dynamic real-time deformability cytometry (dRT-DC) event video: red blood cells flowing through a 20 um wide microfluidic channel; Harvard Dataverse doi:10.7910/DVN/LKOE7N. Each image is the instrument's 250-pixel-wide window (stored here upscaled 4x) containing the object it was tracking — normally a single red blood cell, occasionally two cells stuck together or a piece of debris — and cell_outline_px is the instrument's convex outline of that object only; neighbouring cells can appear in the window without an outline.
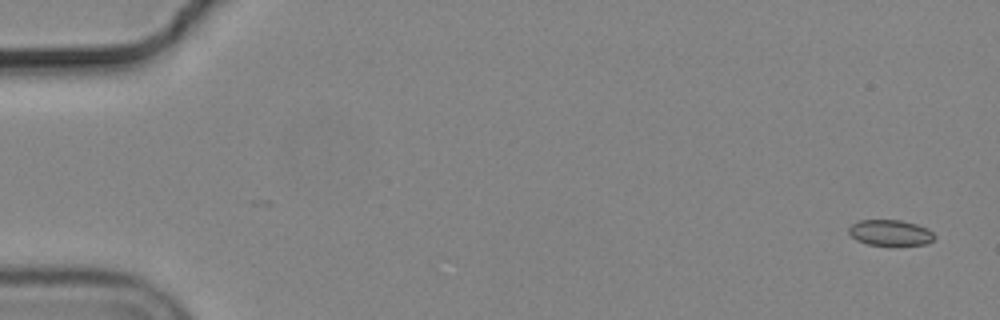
{"species": "common noctule bat (a hibernating species)", "species_latin": "Nyctalus noctula", "temperature_condition": "cold", "stored_images_in_passage": 55, "camera_frame_rate_fps": 3000, "um_per_image_px": 0.085, "animal": {"sex": "male", "body_mass_g": 19.2, "forearm_length_mm": 51.8}, "frame": {"image": 1, "passage_image": 1, "time_ms": 0.0, "image_size_px": [1000, 320], "cell_outline_px": [[936, 236], [932, 240], [924, 244], [868, 244], [856, 240], [848, 232], [848, 228], [852, 224], [860, 220], [900, 220], [916, 224], [928, 228]], "centroid_in_image_um": [75.66, 19.76], "position_along_channel_um": 9.3, "area_um2": 12.6}}
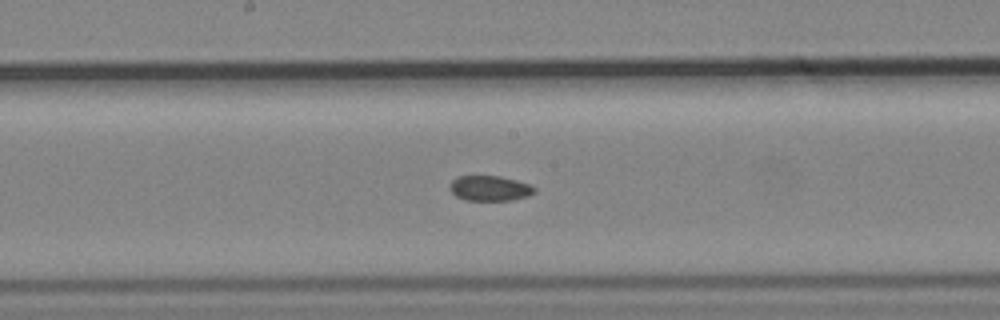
{"frame": {"image": 2, "passage_image": 29, "time_ms": 9.333, "image_size_px": [1000, 320], "cell_outline_px": [[536, 192], [528, 196], [508, 200], [464, 200], [456, 196], [448, 188], [452, 180], [456, 176], [500, 176], [532, 184], [536, 188]], "centroid_in_image_um": [41.64, 15.99], "position_along_channel_um": 206.6, "area_um2": 12.54}}
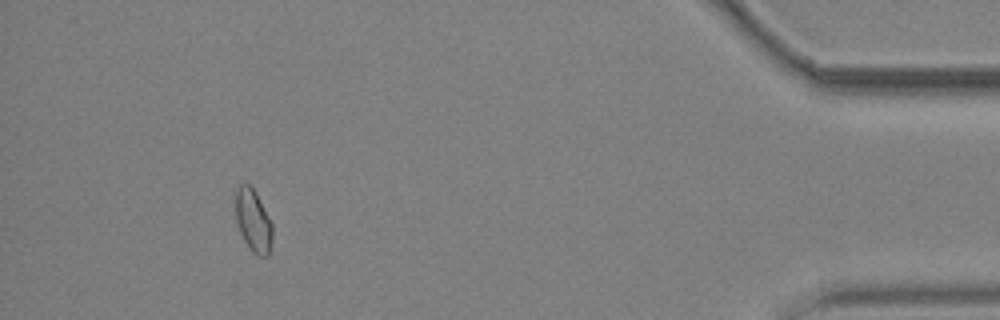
{"frame": {"image": 3, "passage_image": 51, "time_ms": 16.667, "image_size_px": [1000, 320], "cell_outline_px": [[272, 240], [268, 256], [256, 256], [248, 248], [240, 232], [236, 220], [236, 192], [240, 184], [248, 184], [256, 192], [272, 224]], "centroid_in_image_um": [21.53, 18.8], "position_along_channel_um": 413.7, "area_um2": 13.35}, "authors_computed_cell_mechanics": {"area_um2": 13.1784, "velocity_mm_per_s": 3.6891, "shape_relaxation_time_tau1_ms": null, "shape_relaxation_time_tau2_ms": 2.498, "deformation_change_tau1": null, "deformation_change_tau2": 0.0499}}